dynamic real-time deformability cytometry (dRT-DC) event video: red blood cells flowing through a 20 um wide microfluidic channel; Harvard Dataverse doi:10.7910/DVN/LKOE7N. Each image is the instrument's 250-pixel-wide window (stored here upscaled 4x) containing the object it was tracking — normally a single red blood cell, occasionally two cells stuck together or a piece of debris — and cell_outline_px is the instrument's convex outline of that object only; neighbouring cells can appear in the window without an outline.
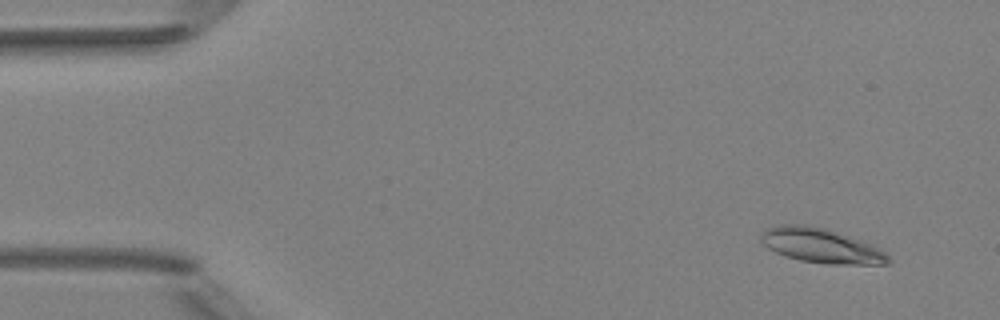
{"species": "Egyptian fruit bat (a non-hibernating species)", "species_latin": "Rousettus aegyptiacus", "temperature_condition": "room temperature", "stored_images_in_passage": 5, "camera_frame_rate_fps": 3000, "um_per_image_px": 0.085, "animal": {"sex": "female"}, "frame": {"image": 1, "passage_image": 2, "time_ms": 1.0, "image_size_px": [1000, 320], "cell_outline_px": [[892, 260], [888, 264], [828, 264], [800, 260], [776, 252], [768, 248], [760, 240], [760, 236], [764, 228], [776, 224], [808, 224], [828, 228], [872, 244], [880, 248]], "centroid_in_image_um": [69.78, 20.85], "position_along_channel_um": 15.2, "area_um2": 25.95}}
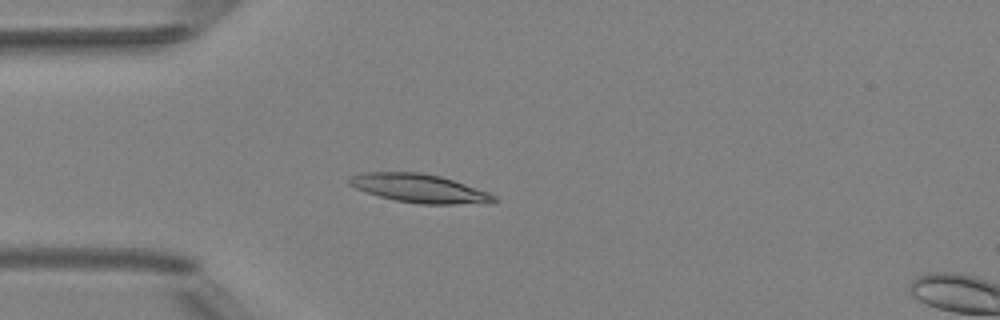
{"frame": {"image": 2, "passage_image": 4, "time_ms": 4.333, "image_size_px": [1000, 320], "cell_outline_px": [[500, 200], [452, 204], [420, 204], [396, 200], [380, 196], [356, 188], [348, 184], [348, 180], [352, 176], [364, 172], [420, 172], [440, 176], [488, 192], [496, 196]], "centroid_in_image_um": [35.59, 15.99], "position_along_channel_um": 49.4, "area_um2": 23.47}}